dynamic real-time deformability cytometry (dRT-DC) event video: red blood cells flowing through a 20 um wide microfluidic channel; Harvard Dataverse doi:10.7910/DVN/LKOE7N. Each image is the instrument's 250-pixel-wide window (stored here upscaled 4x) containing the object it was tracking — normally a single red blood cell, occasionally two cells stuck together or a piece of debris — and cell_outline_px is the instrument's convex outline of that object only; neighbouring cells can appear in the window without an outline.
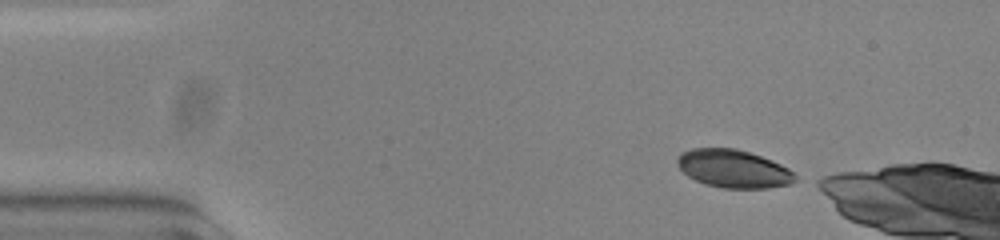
{"species": "common noctule bat (a hibernating species)", "species_latin": "Nyctalus noctula", "temperature_condition": "warm", "stored_images_in_passage": 49, "camera_frame_rate_fps": 3000, "um_per_image_px": 0.085, "animal": {"sex": "female", "body_mass_g": 23.0, "forearm_length_mm": 53.4}, "frame": {"image": 1, "passage_image": 1, "time_ms": 0.0, "image_size_px": [1000, 240], "cell_outline_px": [[800, 180], [792, 184], [768, 188], [724, 188], [708, 184], [696, 180], [688, 176], [676, 164], [676, 156], [680, 152], [692, 148], [736, 148], [772, 160], [788, 168]], "centroid_in_image_um": [62.35, 14.34], "position_along_channel_um": 22.6, "area_um2": 26.24}}
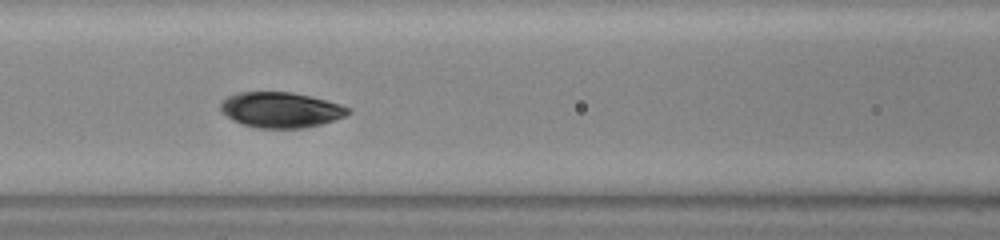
{"frame": {"image": 2, "passage_image": 17, "time_ms": 5.333, "image_size_px": [1000, 240], "cell_outline_px": [[352, 112], [344, 116], [320, 124], [304, 128], [256, 128], [232, 120], [220, 108], [220, 104], [228, 96], [240, 92], [292, 92], [312, 96], [340, 104], [352, 108]], "centroid_in_image_um": [23.9, 9.33], "position_along_channel_um": 142.7, "area_um2": 26.24}}
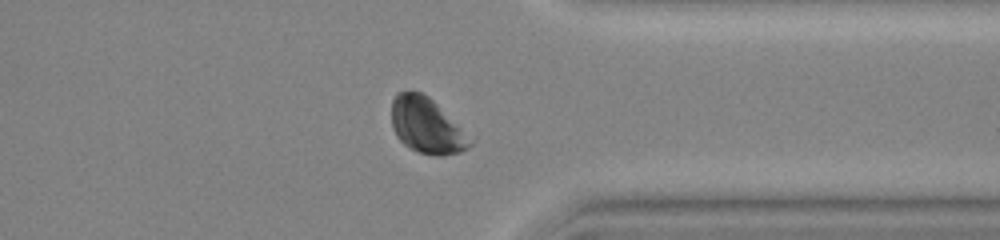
{"frame": {"image": 3, "passage_image": 36, "time_ms": 11.667, "image_size_px": [1000, 240], "cell_outline_px": [[472, 144], [468, 148], [460, 152], [444, 156], [436, 156], [416, 152], [404, 144], [396, 136], [392, 128], [392, 100], [396, 92], [424, 92], [460, 128]], "centroid_in_image_um": [36.19, 10.7], "position_along_channel_um": 375.2, "area_um2": 24.91}, "authors_computed_cell_mechanics": {"area_um2": 26.4724, "velocity_mm_per_s": 3.7449, "shape_relaxation_time_tau1_ms": 1.5333, "shape_relaxation_time_tau2_ms": 0.8437, "deformation_change_tau1": 0.0602, "deformation_change_tau2": 0.0234}}